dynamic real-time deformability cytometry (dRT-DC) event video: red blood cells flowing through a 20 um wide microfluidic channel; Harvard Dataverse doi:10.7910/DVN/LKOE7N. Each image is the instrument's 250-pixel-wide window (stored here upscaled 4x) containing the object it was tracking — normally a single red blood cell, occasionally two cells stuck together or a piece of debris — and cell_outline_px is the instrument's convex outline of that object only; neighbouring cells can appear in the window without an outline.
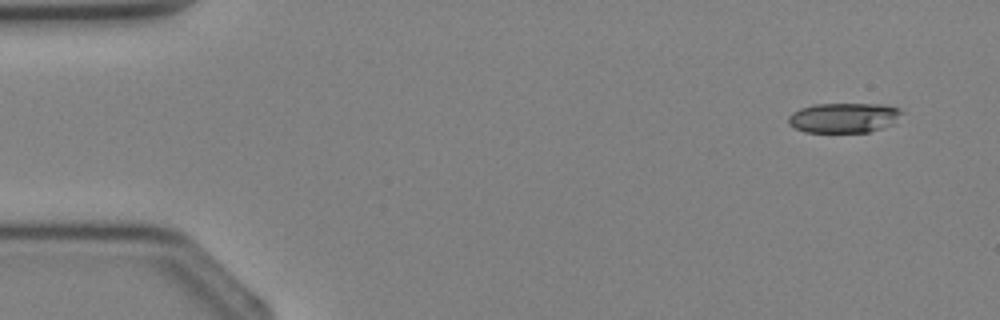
{"species": "Egyptian fruit bat (a non-hibernating species)", "species_latin": "Rousettus aegyptiacus", "temperature_condition": "cold", "stored_images_in_passage": 3, "camera_frame_rate_fps": 3000, "um_per_image_px": 0.085, "animal": {"sex": "female"}, "frame": {"image": 1, "passage_image": 1, "time_ms": 0.0, "image_size_px": [1000, 320], "cell_outline_px": [[904, 112], [892, 124], [868, 132], [804, 132], [788, 124], [788, 116], [792, 112], [800, 108], [812, 104], [884, 104], [900, 108]], "centroid_in_image_um": [71.71, 10.0], "position_along_channel_um": 13.3, "area_um2": 19.88}}
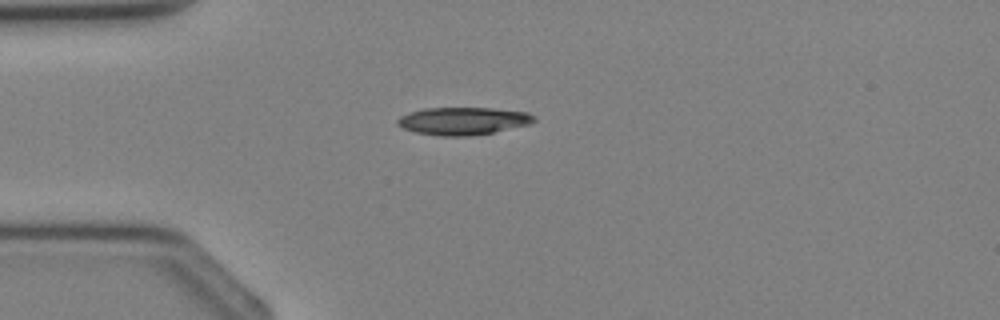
{"frame": {"image": 2, "passage_image": 3, "time_ms": 2.333, "image_size_px": [1000, 320], "cell_outline_px": [[536, 120], [532, 124], [472, 136], [440, 136], [416, 132], [404, 128], [396, 124], [396, 120], [400, 116], [408, 112], [424, 108], [492, 108], [528, 112], [536, 116]], "centroid_in_image_um": [39.38, 10.28], "position_along_channel_um": 45.6, "area_um2": 22.14}}